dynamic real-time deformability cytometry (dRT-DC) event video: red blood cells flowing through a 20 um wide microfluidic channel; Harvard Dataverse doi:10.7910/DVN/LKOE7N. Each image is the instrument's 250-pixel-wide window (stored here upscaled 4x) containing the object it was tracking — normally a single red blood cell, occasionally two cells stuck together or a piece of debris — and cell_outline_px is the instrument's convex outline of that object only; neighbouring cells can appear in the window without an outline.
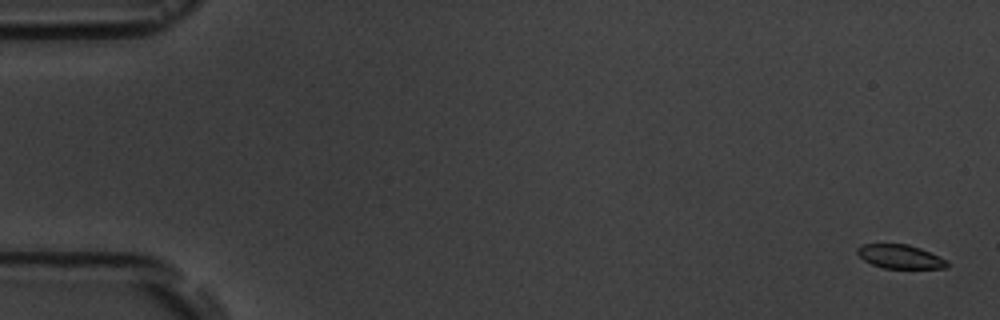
{"species": "common noctule bat (a hibernating species)", "species_latin": "Nyctalus noctula", "temperature_condition": "room temperature", "stored_images_in_passage": 10, "camera_frame_rate_fps": 3000, "um_per_image_px": 0.085, "animal": {"sex": "male", "body_mass_g": 19.5, "forearm_length_mm": 54.6}, "frame": {"image": 1, "passage_image": 1, "time_ms": 0.0, "image_size_px": [1000, 320], "cell_outline_px": [[948, 268], [884, 268], [872, 264], [864, 260], [856, 252], [856, 248], [860, 244], [908, 244], [920, 248], [948, 260]], "centroid_in_image_um": [76.5, 21.8], "position_along_channel_um": 8.5, "area_um2": 12.48}}
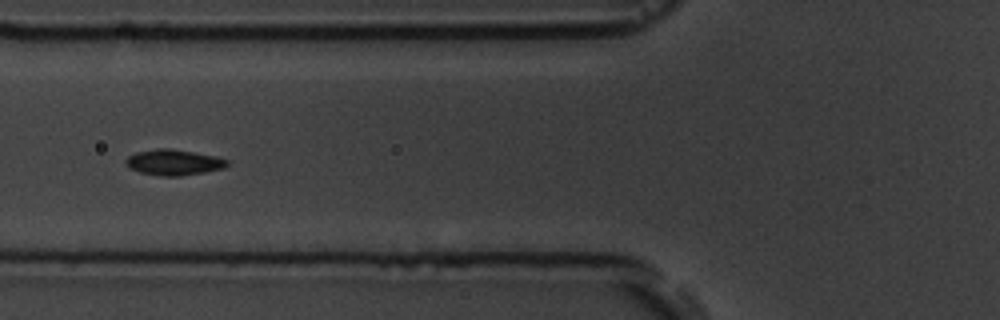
{"frame": {"image": 2, "passage_image": 7, "time_ms": 6.667, "image_size_px": [1000, 320], "cell_outline_px": [[228, 164], [224, 168], [204, 172], [180, 176], [160, 176], [140, 172], [128, 168], [124, 164], [124, 160], [128, 156], [136, 152], [156, 148], [168, 148], [216, 156], [228, 160]], "centroid_in_image_um": [14.71, 13.8], "position_along_channel_um": 111.1, "area_um2": 15.26}}
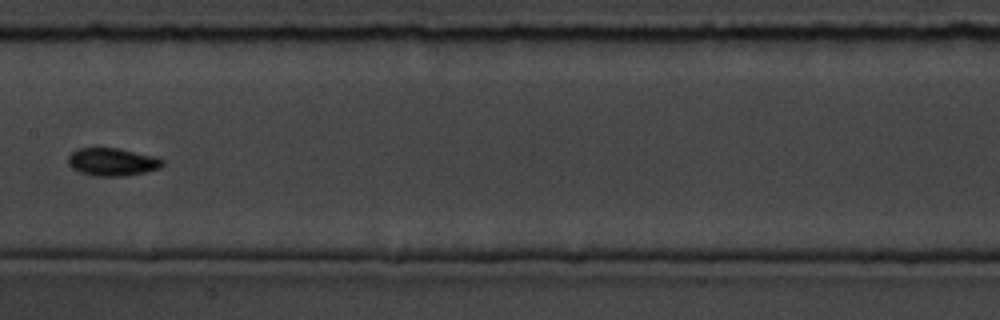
{"frame": {"image": 3, "passage_image": 9, "time_ms": 9.0, "image_size_px": [1000, 320], "cell_outline_px": [[164, 164], [160, 168], [144, 172], [124, 176], [96, 176], [80, 172], [72, 168], [68, 164], [68, 156], [76, 148], [120, 148], [152, 156], [164, 160]], "centroid_in_image_um": [9.52, 13.76], "position_along_channel_um": 197.9, "area_um2": 15.26}}